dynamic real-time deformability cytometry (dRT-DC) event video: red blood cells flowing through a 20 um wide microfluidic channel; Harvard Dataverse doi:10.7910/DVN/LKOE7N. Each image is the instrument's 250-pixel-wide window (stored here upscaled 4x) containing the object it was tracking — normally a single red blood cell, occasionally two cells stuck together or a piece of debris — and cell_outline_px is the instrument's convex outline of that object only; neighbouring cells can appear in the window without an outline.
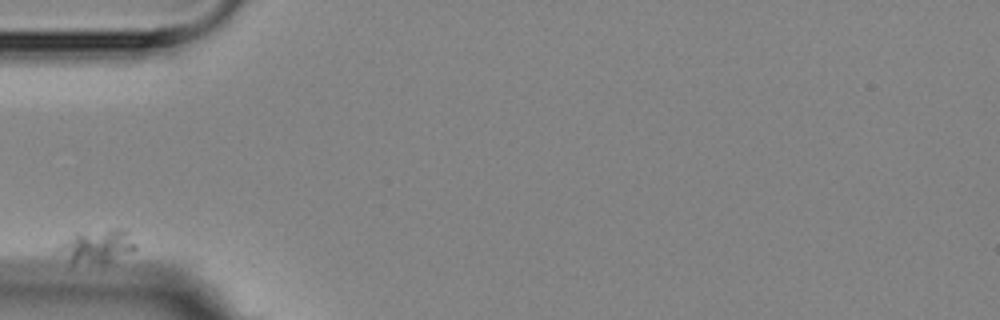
{"species": "Egyptian fruit bat (a non-hibernating species)", "species_latin": "Rousettus aegyptiacus", "temperature_condition": "room temperature", "stored_images_in_passage": 9, "camera_frame_rate_fps": 3000, "um_per_image_px": 0.085, "animal": {"sex": "female"}, "frame": {"image": 1, "passage_image": 1, "time_ms": 0.0, "image_size_px": [1000, 320], "cell_outline_px": [[136, 248], [104, 264], [72, 264], [52, 252], [64, 240], [76, 232], [116, 228], [124, 228], [136, 244]], "centroid_in_image_um": [8.12, 20.94], "position_along_channel_um": 76.9, "area_um2": 15.61}}
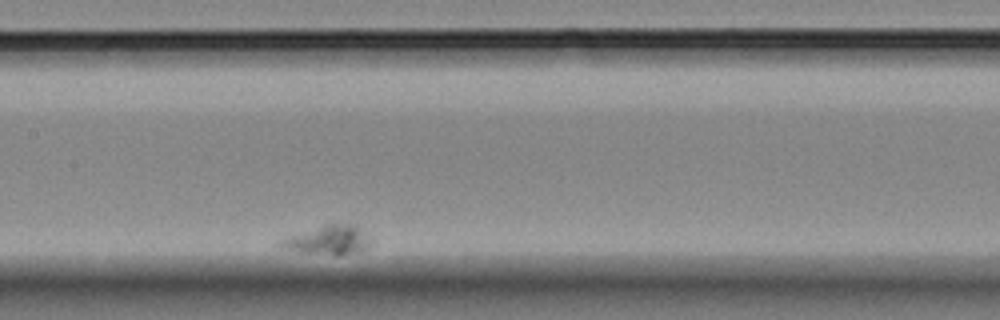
{"frame": {"image": 2, "passage_image": 6, "time_ms": 5.667, "image_size_px": [1000, 320], "cell_outline_px": [[372, 244], [368, 248], [340, 256], [336, 256], [296, 252], [280, 248], [280, 244], [284, 240], [292, 236], [324, 224], [348, 224], [356, 228], [372, 240]], "centroid_in_image_um": [27.91, 20.46], "position_along_channel_um": 179.5, "area_um2": 14.91}}
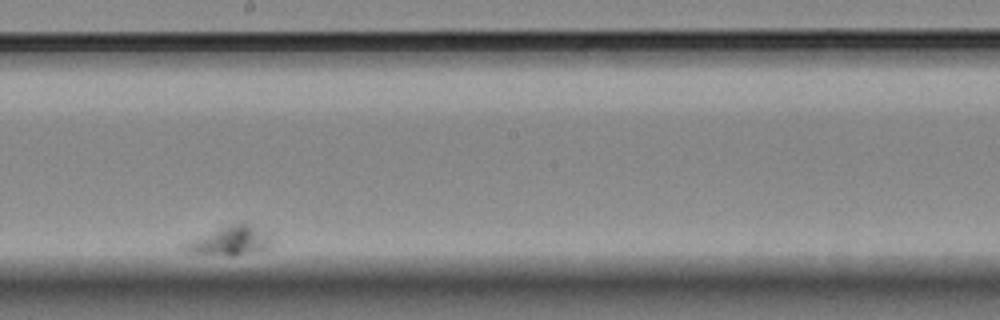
{"frame": {"image": 3, "passage_image": 8, "time_ms": 8.0, "image_size_px": [1000, 320], "cell_outline_px": [[268, 248], [232, 256], [228, 256], [188, 252], [184, 248], [184, 244], [188, 240], [228, 224], [248, 224], [268, 236]], "centroid_in_image_um": [19.44, 20.49], "position_along_channel_um": 228.8, "area_um2": 13.93}}